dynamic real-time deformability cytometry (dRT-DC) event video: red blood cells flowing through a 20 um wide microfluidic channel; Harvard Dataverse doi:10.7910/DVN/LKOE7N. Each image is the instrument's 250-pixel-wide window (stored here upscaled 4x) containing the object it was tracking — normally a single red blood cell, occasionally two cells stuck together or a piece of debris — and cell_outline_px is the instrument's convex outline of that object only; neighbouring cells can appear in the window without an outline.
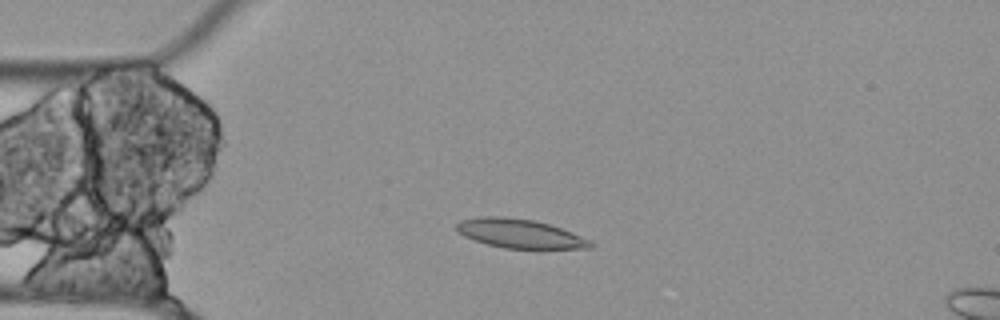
{"species": "Egyptian fruit bat (a non-hibernating species)", "species_latin": "Rousettus aegyptiacus", "temperature_condition": "cold", "stored_images_in_passage": 54, "camera_frame_rate_fps": 3000, "um_per_image_px": 0.085, "animal": {"sex": "female"}, "frame": {"image": 1, "passage_image": 12, "time_ms": 3.667, "image_size_px": [1000, 320], "cell_outline_px": [[596, 244], [592, 248], [504, 248], [488, 244], [464, 236], [456, 228], [456, 224], [460, 220], [484, 216], [504, 216], [532, 220], [548, 224], [572, 232], [592, 240]], "centroid_in_image_um": [44.22, 19.85], "position_along_channel_um": 40.8, "area_um2": 22.43}}
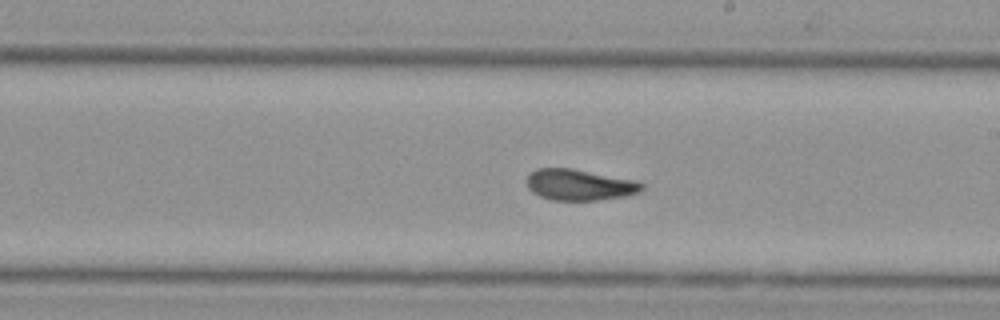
{"frame": {"image": 2, "passage_image": 30, "time_ms": 9.667, "image_size_px": [1000, 320], "cell_outline_px": [[644, 188], [640, 192], [624, 196], [596, 200], [552, 200], [540, 196], [532, 192], [528, 188], [528, 176], [536, 168], [572, 168], [640, 180], [644, 184]], "centroid_in_image_um": [49.32, 15.7], "position_along_channel_um": 239.7, "area_um2": 21.04}}
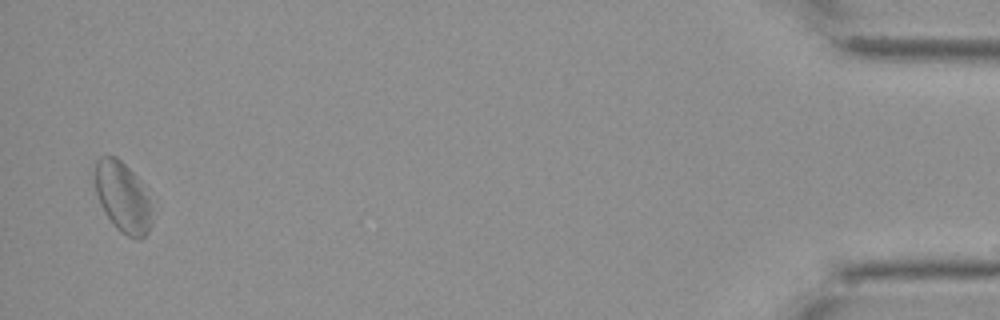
{"frame": {"image": 3, "passage_image": 53, "time_ms": 17.333, "image_size_px": [1000, 320], "cell_outline_px": [[148, 232], [144, 236], [128, 236], [120, 232], [116, 228], [104, 212], [100, 204], [96, 192], [96, 160], [100, 156], [116, 156], [140, 180], [148, 196]], "centroid_in_image_um": [10.37, 16.71], "position_along_channel_um": 424.8, "area_um2": 22.43}}